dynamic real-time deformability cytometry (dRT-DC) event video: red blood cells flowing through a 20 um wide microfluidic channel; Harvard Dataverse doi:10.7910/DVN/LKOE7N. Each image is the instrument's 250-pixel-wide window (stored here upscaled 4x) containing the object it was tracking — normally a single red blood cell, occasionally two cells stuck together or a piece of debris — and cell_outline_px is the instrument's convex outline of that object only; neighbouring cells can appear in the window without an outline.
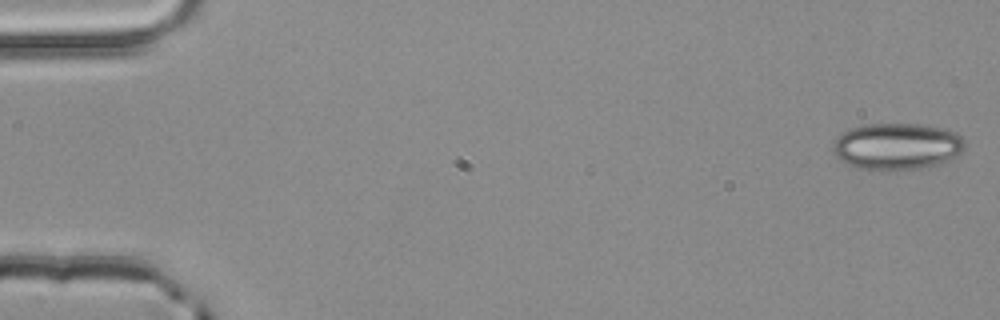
{"species": "common noctule bat (a hibernating species)", "species_latin": "Nyctalus noctula", "temperature_condition": "room temperature", "stored_images_in_passage": 4, "camera_frame_rate_fps": 3000, "um_per_image_px": 0.085, "animal": {"sex": "male", "body_mass_g": 20.4}, "frame": {"image": 1, "passage_image": 1, "time_ms": 0.0, "image_size_px": [1000, 320], "cell_outline_px": [[964, 148], [956, 156], [948, 160], [936, 164], [908, 172], [860, 168], [848, 164], [840, 160], [836, 156], [832, 148], [832, 140], [836, 136], [852, 128], [868, 124], [920, 124], [944, 128], [956, 132], [964, 140]], "centroid_in_image_um": [76.23, 12.45], "position_along_channel_um": 8.8, "area_um2": 36.24}}